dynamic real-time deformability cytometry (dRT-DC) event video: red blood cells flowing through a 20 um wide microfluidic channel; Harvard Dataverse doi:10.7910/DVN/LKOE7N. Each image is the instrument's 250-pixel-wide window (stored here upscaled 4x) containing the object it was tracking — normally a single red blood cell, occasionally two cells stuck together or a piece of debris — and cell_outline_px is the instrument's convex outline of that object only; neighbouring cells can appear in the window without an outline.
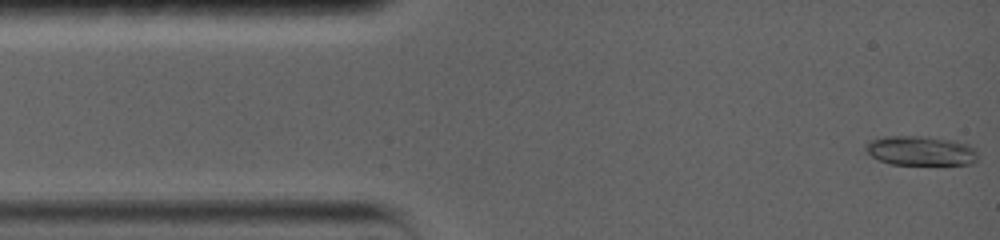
{"species": "common noctule bat (a hibernating species)", "species_latin": "Nyctalus noctula", "temperature_condition": "warm", "stored_images_in_passage": 87, "camera_frame_rate_fps": 5000, "um_per_image_px": 0.085, "animal": {"sex": "female", "body_mass_g": 19.0, "forearm_length_mm": 56.7}, "frame": {"image": 1, "passage_image": 1, "time_ms": 0.0, "image_size_px": [1000, 240], "cell_outline_px": [[976, 160], [968, 164], [892, 164], [880, 160], [872, 156], [864, 148], [872, 140], [888, 136], [904, 136], [948, 140], [964, 144], [972, 148], [976, 152]], "centroid_in_image_um": [78.21, 12.83], "position_along_channel_um": 6.8, "area_um2": 18.32}}
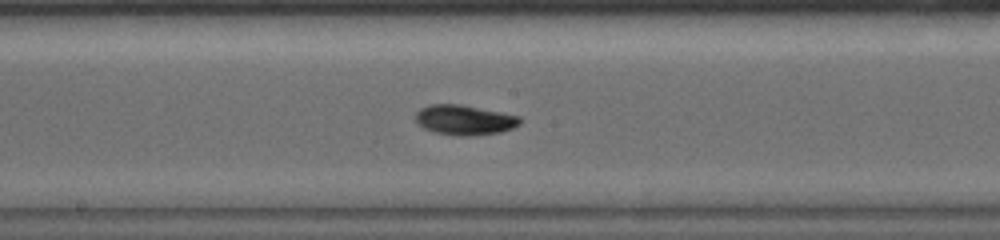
{"frame": {"image": 2, "passage_image": 38, "time_ms": 7.4, "image_size_px": [1000, 240], "cell_outline_px": [[524, 120], [520, 124], [512, 128], [500, 132], [472, 136], [460, 136], [436, 132], [424, 128], [416, 120], [416, 112], [420, 108], [428, 104], [460, 104], [520, 116]], "centroid_in_image_um": [39.51, 10.19], "position_along_channel_um": 208.7, "area_um2": 18.21}}
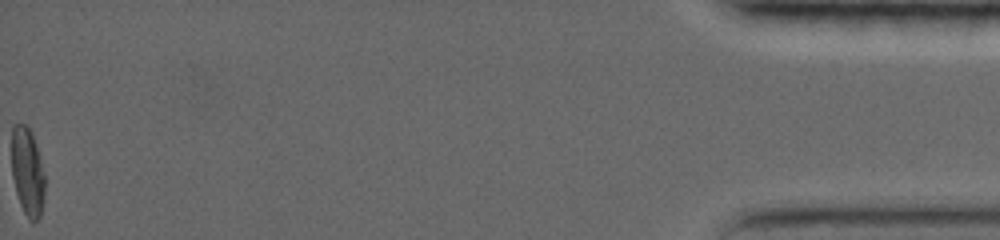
{"frame": {"image": 3, "passage_image": 87, "time_ms": 17.2, "image_size_px": [1000, 240], "cell_outline_px": [[44, 196], [40, 216], [36, 220], [28, 220], [20, 204], [16, 192], [12, 176], [12, 128], [16, 124], [24, 124], [32, 132], [40, 160], [44, 176]], "centroid_in_image_um": [2.32, 14.61], "position_along_channel_um": 432.9, "area_um2": 16.76}, "authors_computed_cell_mechanics": {"area_um2": 17.34, "velocity_mm_per_s": 3.7721, "shape_relaxation_time_tau1_ms": 3.595, "shape_relaxation_time_tau2_ms": null, "deformation_change_tau1": 0.1465, "deformation_change_tau2": null}}